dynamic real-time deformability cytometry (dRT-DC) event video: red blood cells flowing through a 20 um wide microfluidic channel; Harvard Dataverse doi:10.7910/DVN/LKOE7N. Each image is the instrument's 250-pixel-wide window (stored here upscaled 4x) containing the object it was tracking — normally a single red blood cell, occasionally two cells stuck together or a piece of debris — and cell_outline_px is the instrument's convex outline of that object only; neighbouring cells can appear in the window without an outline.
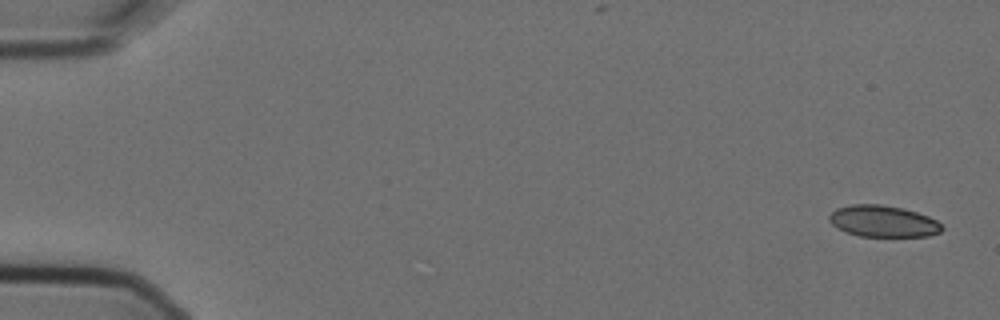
{"species": "Egyptian fruit bat (a non-hibernating species)", "species_latin": "Rousettus aegyptiacus", "temperature_condition": "cold", "stored_images_in_passage": 4, "camera_frame_rate_fps": 3000, "um_per_image_px": 0.085, "animal": {"sex": "female"}, "frame": {"image": 1, "passage_image": 1, "time_ms": 0.0, "image_size_px": [1000, 320], "cell_outline_px": [[944, 228], [940, 232], [928, 236], [860, 236], [844, 232], [836, 228], [828, 220], [828, 216], [836, 208], [852, 204], [880, 204], [904, 208], [928, 216], [936, 220]], "centroid_in_image_um": [75.03, 18.8], "position_along_channel_um": 10.0, "area_um2": 20.81}}